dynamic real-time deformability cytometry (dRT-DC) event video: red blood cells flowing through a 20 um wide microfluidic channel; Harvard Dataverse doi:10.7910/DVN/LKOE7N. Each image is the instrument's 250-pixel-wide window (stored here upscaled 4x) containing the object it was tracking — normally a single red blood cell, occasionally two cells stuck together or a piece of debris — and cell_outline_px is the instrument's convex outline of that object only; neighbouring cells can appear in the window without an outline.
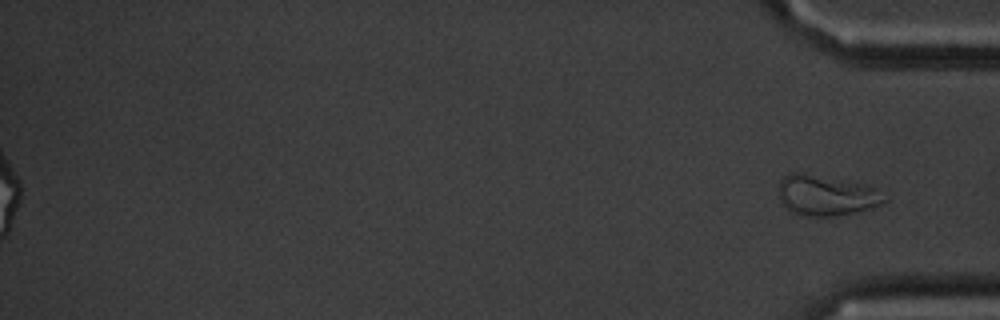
{"species": "common noctule bat (a hibernating species)", "species_latin": "Nyctalus noctula", "temperature_condition": "cold", "stored_images_in_passage": 56, "segment_of_instrument_passage": [2, 2], "camera_frame_rate_fps": 3000, "um_per_image_px": 0.085, "animal": {"sex": "male", "body_mass_g": 20.1, "forearm_length_mm": 53.5}, "frame": {"image": 1, "passage_image": 56, "time_ms": 18.333, "image_size_px": [1000, 320], "cell_outline_px": [[888, 200], [872, 208], [860, 212], [840, 216], [808, 216], [788, 212], [780, 200], [776, 192], [776, 188], [780, 180], [788, 172], [800, 172], [864, 184], [888, 196]], "centroid_in_image_um": [70.18, 16.62], "position_along_channel_um": 365.0, "area_um2": 25.49}}